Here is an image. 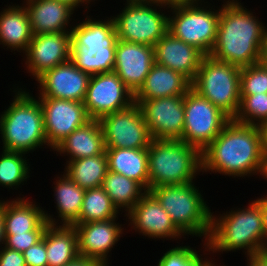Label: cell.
Instances as JSON below:
<instances>
[{"mask_svg":"<svg viewBox=\"0 0 267 266\" xmlns=\"http://www.w3.org/2000/svg\"><path fill=\"white\" fill-rule=\"evenodd\" d=\"M202 172L201 152L182 140L153 139L148 147L149 190L195 181Z\"/></svg>","mask_w":267,"mask_h":266,"instance_id":"5b68a950","label":"cell"},{"mask_svg":"<svg viewBox=\"0 0 267 266\" xmlns=\"http://www.w3.org/2000/svg\"><path fill=\"white\" fill-rule=\"evenodd\" d=\"M116 45L71 44L70 60L90 75L113 72Z\"/></svg>","mask_w":267,"mask_h":266,"instance_id":"f1b7e54d","label":"cell"},{"mask_svg":"<svg viewBox=\"0 0 267 266\" xmlns=\"http://www.w3.org/2000/svg\"><path fill=\"white\" fill-rule=\"evenodd\" d=\"M54 183V199L59 219L53 218L50 213L45 212V218L50 225L72 226L78 219L82 208L85 191L73 182L66 173L56 176ZM61 220V221H60ZM59 221V222H58Z\"/></svg>","mask_w":267,"mask_h":266,"instance_id":"484cf974","label":"cell"},{"mask_svg":"<svg viewBox=\"0 0 267 266\" xmlns=\"http://www.w3.org/2000/svg\"><path fill=\"white\" fill-rule=\"evenodd\" d=\"M46 253L48 266H64L78 258L80 255L75 228L49 224L46 228Z\"/></svg>","mask_w":267,"mask_h":266,"instance_id":"83f0119b","label":"cell"},{"mask_svg":"<svg viewBox=\"0 0 267 266\" xmlns=\"http://www.w3.org/2000/svg\"><path fill=\"white\" fill-rule=\"evenodd\" d=\"M103 21L87 15L84 21L76 23L71 29V44L86 46L116 45L117 33L112 16Z\"/></svg>","mask_w":267,"mask_h":266,"instance_id":"4dcf8cb0","label":"cell"},{"mask_svg":"<svg viewBox=\"0 0 267 266\" xmlns=\"http://www.w3.org/2000/svg\"><path fill=\"white\" fill-rule=\"evenodd\" d=\"M0 200V211L4 217L5 235L21 234L36 230L45 220V210L27 197ZM26 198V199H25ZM40 206V207H39Z\"/></svg>","mask_w":267,"mask_h":266,"instance_id":"cb8c5ba5","label":"cell"},{"mask_svg":"<svg viewBox=\"0 0 267 266\" xmlns=\"http://www.w3.org/2000/svg\"><path fill=\"white\" fill-rule=\"evenodd\" d=\"M108 170L138 182L149 191L148 148H106Z\"/></svg>","mask_w":267,"mask_h":266,"instance_id":"4316f807","label":"cell"},{"mask_svg":"<svg viewBox=\"0 0 267 266\" xmlns=\"http://www.w3.org/2000/svg\"><path fill=\"white\" fill-rule=\"evenodd\" d=\"M26 266H48L46 253V230L43 238L23 251Z\"/></svg>","mask_w":267,"mask_h":266,"instance_id":"f35d334b","label":"cell"},{"mask_svg":"<svg viewBox=\"0 0 267 266\" xmlns=\"http://www.w3.org/2000/svg\"><path fill=\"white\" fill-rule=\"evenodd\" d=\"M22 6L9 5L0 12V45L10 50L26 52L33 33L27 9Z\"/></svg>","mask_w":267,"mask_h":266,"instance_id":"d4e9b609","label":"cell"},{"mask_svg":"<svg viewBox=\"0 0 267 266\" xmlns=\"http://www.w3.org/2000/svg\"><path fill=\"white\" fill-rule=\"evenodd\" d=\"M155 63L154 47L117 40L113 72L135 94Z\"/></svg>","mask_w":267,"mask_h":266,"instance_id":"d6986e66","label":"cell"},{"mask_svg":"<svg viewBox=\"0 0 267 266\" xmlns=\"http://www.w3.org/2000/svg\"><path fill=\"white\" fill-rule=\"evenodd\" d=\"M247 262V266H267V252L259 255L247 256Z\"/></svg>","mask_w":267,"mask_h":266,"instance_id":"7bdbcfd3","label":"cell"},{"mask_svg":"<svg viewBox=\"0 0 267 266\" xmlns=\"http://www.w3.org/2000/svg\"><path fill=\"white\" fill-rule=\"evenodd\" d=\"M143 119L153 139L181 140L184 128V95L140 100Z\"/></svg>","mask_w":267,"mask_h":266,"instance_id":"5bb4252c","label":"cell"},{"mask_svg":"<svg viewBox=\"0 0 267 266\" xmlns=\"http://www.w3.org/2000/svg\"><path fill=\"white\" fill-rule=\"evenodd\" d=\"M128 225L138 234L151 239H182L185 235L174 225L171 217L158 200L147 191L135 206L126 214ZM128 218V220H127ZM176 238V239H175Z\"/></svg>","mask_w":267,"mask_h":266,"instance_id":"9a60e30c","label":"cell"},{"mask_svg":"<svg viewBox=\"0 0 267 266\" xmlns=\"http://www.w3.org/2000/svg\"><path fill=\"white\" fill-rule=\"evenodd\" d=\"M246 208L211 212V231L204 250L213 253L245 250L247 256L264 253V233L260 205L253 200Z\"/></svg>","mask_w":267,"mask_h":266,"instance_id":"3957f363","label":"cell"},{"mask_svg":"<svg viewBox=\"0 0 267 266\" xmlns=\"http://www.w3.org/2000/svg\"><path fill=\"white\" fill-rule=\"evenodd\" d=\"M98 121L105 148H148L153 140L136 103L127 109L105 115Z\"/></svg>","mask_w":267,"mask_h":266,"instance_id":"8fae6325","label":"cell"},{"mask_svg":"<svg viewBox=\"0 0 267 266\" xmlns=\"http://www.w3.org/2000/svg\"><path fill=\"white\" fill-rule=\"evenodd\" d=\"M102 187L119 212L127 214L147 192L138 182L110 170L106 173ZM122 209V210H120Z\"/></svg>","mask_w":267,"mask_h":266,"instance_id":"1f68e13d","label":"cell"},{"mask_svg":"<svg viewBox=\"0 0 267 266\" xmlns=\"http://www.w3.org/2000/svg\"><path fill=\"white\" fill-rule=\"evenodd\" d=\"M65 163L64 173L84 190L102 186L104 177L108 172L106 152Z\"/></svg>","mask_w":267,"mask_h":266,"instance_id":"f546056e","label":"cell"},{"mask_svg":"<svg viewBox=\"0 0 267 266\" xmlns=\"http://www.w3.org/2000/svg\"><path fill=\"white\" fill-rule=\"evenodd\" d=\"M263 197V198H262ZM260 205L262 225L264 233V253L267 252V195H261V197L255 200Z\"/></svg>","mask_w":267,"mask_h":266,"instance_id":"60d3db41","label":"cell"},{"mask_svg":"<svg viewBox=\"0 0 267 266\" xmlns=\"http://www.w3.org/2000/svg\"><path fill=\"white\" fill-rule=\"evenodd\" d=\"M126 1L121 13L112 16L118 40L154 47L168 32V16L161 8L169 7L158 1Z\"/></svg>","mask_w":267,"mask_h":266,"instance_id":"ba28073f","label":"cell"},{"mask_svg":"<svg viewBox=\"0 0 267 266\" xmlns=\"http://www.w3.org/2000/svg\"><path fill=\"white\" fill-rule=\"evenodd\" d=\"M262 156L260 127L232 119L201 152L202 174L215 172L232 178L257 175Z\"/></svg>","mask_w":267,"mask_h":266,"instance_id":"6da1fadb","label":"cell"},{"mask_svg":"<svg viewBox=\"0 0 267 266\" xmlns=\"http://www.w3.org/2000/svg\"><path fill=\"white\" fill-rule=\"evenodd\" d=\"M5 228H4V217L2 212L0 211V247H2V244L4 246L5 244Z\"/></svg>","mask_w":267,"mask_h":266,"instance_id":"c3c4849f","label":"cell"},{"mask_svg":"<svg viewBox=\"0 0 267 266\" xmlns=\"http://www.w3.org/2000/svg\"><path fill=\"white\" fill-rule=\"evenodd\" d=\"M103 132L98 120L91 119L61 141L53 150L68 156V161L93 157L105 152Z\"/></svg>","mask_w":267,"mask_h":266,"instance_id":"603a6c76","label":"cell"},{"mask_svg":"<svg viewBox=\"0 0 267 266\" xmlns=\"http://www.w3.org/2000/svg\"><path fill=\"white\" fill-rule=\"evenodd\" d=\"M37 99L43 110L44 130L50 150L91 120L83 102L50 97Z\"/></svg>","mask_w":267,"mask_h":266,"instance_id":"4fadbf2b","label":"cell"},{"mask_svg":"<svg viewBox=\"0 0 267 266\" xmlns=\"http://www.w3.org/2000/svg\"><path fill=\"white\" fill-rule=\"evenodd\" d=\"M64 266H107L97 260L86 259L81 256L76 258L74 261L64 265Z\"/></svg>","mask_w":267,"mask_h":266,"instance_id":"b9f144b4","label":"cell"},{"mask_svg":"<svg viewBox=\"0 0 267 266\" xmlns=\"http://www.w3.org/2000/svg\"><path fill=\"white\" fill-rule=\"evenodd\" d=\"M201 2L203 3L204 0L203 1L202 0H196V3L200 4ZM225 2L223 1L224 5L240 3L239 0H226Z\"/></svg>","mask_w":267,"mask_h":266,"instance_id":"f907efd6","label":"cell"},{"mask_svg":"<svg viewBox=\"0 0 267 266\" xmlns=\"http://www.w3.org/2000/svg\"><path fill=\"white\" fill-rule=\"evenodd\" d=\"M191 82L181 73L154 63L144 83L134 94V103L164 97L185 95Z\"/></svg>","mask_w":267,"mask_h":266,"instance_id":"7402d4cb","label":"cell"},{"mask_svg":"<svg viewBox=\"0 0 267 266\" xmlns=\"http://www.w3.org/2000/svg\"><path fill=\"white\" fill-rule=\"evenodd\" d=\"M23 2L33 35L71 32L74 27L70 24L74 9L59 0H24Z\"/></svg>","mask_w":267,"mask_h":266,"instance_id":"44dd1931","label":"cell"},{"mask_svg":"<svg viewBox=\"0 0 267 266\" xmlns=\"http://www.w3.org/2000/svg\"><path fill=\"white\" fill-rule=\"evenodd\" d=\"M201 3L169 7L168 32L183 42L193 45L209 55L215 45L220 9ZM203 6V7H202ZM209 8V9H208ZM214 11H213V10Z\"/></svg>","mask_w":267,"mask_h":266,"instance_id":"9c48e42d","label":"cell"},{"mask_svg":"<svg viewBox=\"0 0 267 266\" xmlns=\"http://www.w3.org/2000/svg\"><path fill=\"white\" fill-rule=\"evenodd\" d=\"M182 141L204 151L232 120L221 109L190 88L184 95Z\"/></svg>","mask_w":267,"mask_h":266,"instance_id":"30bf717a","label":"cell"},{"mask_svg":"<svg viewBox=\"0 0 267 266\" xmlns=\"http://www.w3.org/2000/svg\"><path fill=\"white\" fill-rule=\"evenodd\" d=\"M243 3L222 5L215 45L209 54L240 68L260 62L267 29Z\"/></svg>","mask_w":267,"mask_h":266,"instance_id":"7a4b0ae2","label":"cell"},{"mask_svg":"<svg viewBox=\"0 0 267 266\" xmlns=\"http://www.w3.org/2000/svg\"><path fill=\"white\" fill-rule=\"evenodd\" d=\"M262 63L267 64V29L265 32V36H264V42H263V46H262V51H261V60Z\"/></svg>","mask_w":267,"mask_h":266,"instance_id":"681fc988","label":"cell"},{"mask_svg":"<svg viewBox=\"0 0 267 266\" xmlns=\"http://www.w3.org/2000/svg\"><path fill=\"white\" fill-rule=\"evenodd\" d=\"M71 32L33 35L23 54L27 73L37 79L46 70L70 60Z\"/></svg>","mask_w":267,"mask_h":266,"instance_id":"2e32d148","label":"cell"},{"mask_svg":"<svg viewBox=\"0 0 267 266\" xmlns=\"http://www.w3.org/2000/svg\"><path fill=\"white\" fill-rule=\"evenodd\" d=\"M241 68L205 55L191 88L231 119L240 107Z\"/></svg>","mask_w":267,"mask_h":266,"instance_id":"52a82bcc","label":"cell"},{"mask_svg":"<svg viewBox=\"0 0 267 266\" xmlns=\"http://www.w3.org/2000/svg\"><path fill=\"white\" fill-rule=\"evenodd\" d=\"M162 5L172 7L176 5L194 4L196 0H157Z\"/></svg>","mask_w":267,"mask_h":266,"instance_id":"ee69618b","label":"cell"},{"mask_svg":"<svg viewBox=\"0 0 267 266\" xmlns=\"http://www.w3.org/2000/svg\"><path fill=\"white\" fill-rule=\"evenodd\" d=\"M117 220L118 217L105 221L74 223L72 226L77 232L79 255L109 266L108 253L125 234L122 224L117 223Z\"/></svg>","mask_w":267,"mask_h":266,"instance_id":"ac0fdd59","label":"cell"},{"mask_svg":"<svg viewBox=\"0 0 267 266\" xmlns=\"http://www.w3.org/2000/svg\"><path fill=\"white\" fill-rule=\"evenodd\" d=\"M240 107L234 121L245 125L267 122V93L240 95Z\"/></svg>","mask_w":267,"mask_h":266,"instance_id":"e575fe53","label":"cell"},{"mask_svg":"<svg viewBox=\"0 0 267 266\" xmlns=\"http://www.w3.org/2000/svg\"><path fill=\"white\" fill-rule=\"evenodd\" d=\"M120 212L102 186L85 191L79 219L75 223H90L117 218Z\"/></svg>","mask_w":267,"mask_h":266,"instance_id":"d6a6232c","label":"cell"},{"mask_svg":"<svg viewBox=\"0 0 267 266\" xmlns=\"http://www.w3.org/2000/svg\"><path fill=\"white\" fill-rule=\"evenodd\" d=\"M267 93V64L260 62L242 67L240 95Z\"/></svg>","mask_w":267,"mask_h":266,"instance_id":"d590c367","label":"cell"},{"mask_svg":"<svg viewBox=\"0 0 267 266\" xmlns=\"http://www.w3.org/2000/svg\"><path fill=\"white\" fill-rule=\"evenodd\" d=\"M0 266H26L23 253L6 247H1Z\"/></svg>","mask_w":267,"mask_h":266,"instance_id":"ab89813d","label":"cell"},{"mask_svg":"<svg viewBox=\"0 0 267 266\" xmlns=\"http://www.w3.org/2000/svg\"><path fill=\"white\" fill-rule=\"evenodd\" d=\"M198 252L200 250L197 251L189 245L170 248L158 259L157 266H207L211 261L201 257Z\"/></svg>","mask_w":267,"mask_h":266,"instance_id":"8d00e7d4","label":"cell"},{"mask_svg":"<svg viewBox=\"0 0 267 266\" xmlns=\"http://www.w3.org/2000/svg\"><path fill=\"white\" fill-rule=\"evenodd\" d=\"M258 175L262 176L263 179L267 180V154H263L262 156L261 167Z\"/></svg>","mask_w":267,"mask_h":266,"instance_id":"7dc6e473","label":"cell"},{"mask_svg":"<svg viewBox=\"0 0 267 266\" xmlns=\"http://www.w3.org/2000/svg\"><path fill=\"white\" fill-rule=\"evenodd\" d=\"M194 182L163 185L149 190L167 211L174 225L184 234L203 237L207 242L211 231V209Z\"/></svg>","mask_w":267,"mask_h":266,"instance_id":"8992f818","label":"cell"},{"mask_svg":"<svg viewBox=\"0 0 267 266\" xmlns=\"http://www.w3.org/2000/svg\"><path fill=\"white\" fill-rule=\"evenodd\" d=\"M259 127L262 134V153L267 154V122L262 123Z\"/></svg>","mask_w":267,"mask_h":266,"instance_id":"bcb514c9","label":"cell"},{"mask_svg":"<svg viewBox=\"0 0 267 266\" xmlns=\"http://www.w3.org/2000/svg\"><path fill=\"white\" fill-rule=\"evenodd\" d=\"M205 54L167 32L154 45L155 63L181 73L190 82L195 79Z\"/></svg>","mask_w":267,"mask_h":266,"instance_id":"ffe728a7","label":"cell"},{"mask_svg":"<svg viewBox=\"0 0 267 266\" xmlns=\"http://www.w3.org/2000/svg\"><path fill=\"white\" fill-rule=\"evenodd\" d=\"M48 225V221L45 220L34 231H28L25 233L14 235H5L6 237L4 247L9 248L11 250L23 252L43 238L44 232Z\"/></svg>","mask_w":267,"mask_h":266,"instance_id":"74e56055","label":"cell"},{"mask_svg":"<svg viewBox=\"0 0 267 266\" xmlns=\"http://www.w3.org/2000/svg\"><path fill=\"white\" fill-rule=\"evenodd\" d=\"M13 89L14 99L0 115L2 150L28 154L49 147L39 100L22 88Z\"/></svg>","mask_w":267,"mask_h":266,"instance_id":"277c9868","label":"cell"},{"mask_svg":"<svg viewBox=\"0 0 267 266\" xmlns=\"http://www.w3.org/2000/svg\"><path fill=\"white\" fill-rule=\"evenodd\" d=\"M25 156L26 153L23 152L2 151L0 156V186L14 190L27 182L31 170L30 164H28L29 159Z\"/></svg>","mask_w":267,"mask_h":266,"instance_id":"836d02e7","label":"cell"},{"mask_svg":"<svg viewBox=\"0 0 267 266\" xmlns=\"http://www.w3.org/2000/svg\"><path fill=\"white\" fill-rule=\"evenodd\" d=\"M91 75L78 69L71 60L46 70L35 81L38 84L36 97L84 102Z\"/></svg>","mask_w":267,"mask_h":266,"instance_id":"e0dca14e","label":"cell"},{"mask_svg":"<svg viewBox=\"0 0 267 266\" xmlns=\"http://www.w3.org/2000/svg\"><path fill=\"white\" fill-rule=\"evenodd\" d=\"M207 266H218V264H216V262L211 260V262ZM220 266H223V265H220ZM224 266H226V265H224Z\"/></svg>","mask_w":267,"mask_h":266,"instance_id":"816d5d0a","label":"cell"},{"mask_svg":"<svg viewBox=\"0 0 267 266\" xmlns=\"http://www.w3.org/2000/svg\"><path fill=\"white\" fill-rule=\"evenodd\" d=\"M62 3L67 4L68 6L72 7L74 10H76L79 6L82 4L86 5V8L89 9L87 5L90 4V2H94L95 0H59Z\"/></svg>","mask_w":267,"mask_h":266,"instance_id":"f6af8a7d","label":"cell"},{"mask_svg":"<svg viewBox=\"0 0 267 266\" xmlns=\"http://www.w3.org/2000/svg\"><path fill=\"white\" fill-rule=\"evenodd\" d=\"M84 106L90 119L127 109L134 103V94L115 72L91 75Z\"/></svg>","mask_w":267,"mask_h":266,"instance_id":"7c38bea8","label":"cell"}]
</instances>
